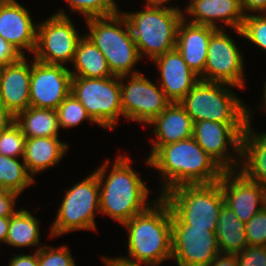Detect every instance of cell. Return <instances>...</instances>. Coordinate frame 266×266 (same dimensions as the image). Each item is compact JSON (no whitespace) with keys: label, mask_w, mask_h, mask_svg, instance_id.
Wrapping results in <instances>:
<instances>
[{"label":"cell","mask_w":266,"mask_h":266,"mask_svg":"<svg viewBox=\"0 0 266 266\" xmlns=\"http://www.w3.org/2000/svg\"><path fill=\"white\" fill-rule=\"evenodd\" d=\"M122 225L127 230L128 256L116 260L128 266H158L172 259L171 209L162 196Z\"/></svg>","instance_id":"cell-1"},{"label":"cell","mask_w":266,"mask_h":266,"mask_svg":"<svg viewBox=\"0 0 266 266\" xmlns=\"http://www.w3.org/2000/svg\"><path fill=\"white\" fill-rule=\"evenodd\" d=\"M109 161L106 159L93 171L99 182L100 213L123 224L145 211L155 200L148 199L150 188L142 181L141 174L133 170L128 155H116L108 174Z\"/></svg>","instance_id":"cell-2"},{"label":"cell","mask_w":266,"mask_h":266,"mask_svg":"<svg viewBox=\"0 0 266 266\" xmlns=\"http://www.w3.org/2000/svg\"><path fill=\"white\" fill-rule=\"evenodd\" d=\"M145 162L161 174L159 196L180 185L215 183L224 172L193 137L159 147Z\"/></svg>","instance_id":"cell-3"},{"label":"cell","mask_w":266,"mask_h":266,"mask_svg":"<svg viewBox=\"0 0 266 266\" xmlns=\"http://www.w3.org/2000/svg\"><path fill=\"white\" fill-rule=\"evenodd\" d=\"M85 21L89 30H86V36L103 53L113 76L140 73L134 70V67L143 59L122 11L106 17L88 18Z\"/></svg>","instance_id":"cell-4"},{"label":"cell","mask_w":266,"mask_h":266,"mask_svg":"<svg viewBox=\"0 0 266 266\" xmlns=\"http://www.w3.org/2000/svg\"><path fill=\"white\" fill-rule=\"evenodd\" d=\"M169 204L172 216L192 228H208L215 232L221 208L224 205L220 182L185 184L162 195Z\"/></svg>","instance_id":"cell-5"},{"label":"cell","mask_w":266,"mask_h":266,"mask_svg":"<svg viewBox=\"0 0 266 266\" xmlns=\"http://www.w3.org/2000/svg\"><path fill=\"white\" fill-rule=\"evenodd\" d=\"M129 24L141 58L151 61L176 49L177 30L183 11L146 7L141 11L122 12Z\"/></svg>","instance_id":"cell-6"},{"label":"cell","mask_w":266,"mask_h":266,"mask_svg":"<svg viewBox=\"0 0 266 266\" xmlns=\"http://www.w3.org/2000/svg\"><path fill=\"white\" fill-rule=\"evenodd\" d=\"M232 85L199 82L179 102L193 123L215 121L219 123H248V105L232 92Z\"/></svg>","instance_id":"cell-7"},{"label":"cell","mask_w":266,"mask_h":266,"mask_svg":"<svg viewBox=\"0 0 266 266\" xmlns=\"http://www.w3.org/2000/svg\"><path fill=\"white\" fill-rule=\"evenodd\" d=\"M97 213L100 214V190L97 175L92 172L65 191L49 236L59 237L76 230L95 231Z\"/></svg>","instance_id":"cell-8"},{"label":"cell","mask_w":266,"mask_h":266,"mask_svg":"<svg viewBox=\"0 0 266 266\" xmlns=\"http://www.w3.org/2000/svg\"><path fill=\"white\" fill-rule=\"evenodd\" d=\"M71 93L85 107L98 126L114 130L123 116L120 77L88 78L72 76Z\"/></svg>","instance_id":"cell-9"},{"label":"cell","mask_w":266,"mask_h":266,"mask_svg":"<svg viewBox=\"0 0 266 266\" xmlns=\"http://www.w3.org/2000/svg\"><path fill=\"white\" fill-rule=\"evenodd\" d=\"M71 18L64 10H57L49 18L37 23L34 59L55 65L73 62L81 36Z\"/></svg>","instance_id":"cell-10"},{"label":"cell","mask_w":266,"mask_h":266,"mask_svg":"<svg viewBox=\"0 0 266 266\" xmlns=\"http://www.w3.org/2000/svg\"><path fill=\"white\" fill-rule=\"evenodd\" d=\"M124 79H128L127 82ZM120 84L123 117L128 121L148 125L172 103L160 85L141 72L121 76Z\"/></svg>","instance_id":"cell-11"},{"label":"cell","mask_w":266,"mask_h":266,"mask_svg":"<svg viewBox=\"0 0 266 266\" xmlns=\"http://www.w3.org/2000/svg\"><path fill=\"white\" fill-rule=\"evenodd\" d=\"M247 124L208 120L194 122L193 138L224 171L238 170L241 137Z\"/></svg>","instance_id":"cell-12"},{"label":"cell","mask_w":266,"mask_h":266,"mask_svg":"<svg viewBox=\"0 0 266 266\" xmlns=\"http://www.w3.org/2000/svg\"><path fill=\"white\" fill-rule=\"evenodd\" d=\"M225 32V29H217L211 35L204 68V81L224 83L242 89L246 81L243 54L231 36Z\"/></svg>","instance_id":"cell-13"},{"label":"cell","mask_w":266,"mask_h":266,"mask_svg":"<svg viewBox=\"0 0 266 266\" xmlns=\"http://www.w3.org/2000/svg\"><path fill=\"white\" fill-rule=\"evenodd\" d=\"M171 221L172 260L176 266H208L220 254L215 232L180 224L172 214Z\"/></svg>","instance_id":"cell-14"},{"label":"cell","mask_w":266,"mask_h":266,"mask_svg":"<svg viewBox=\"0 0 266 266\" xmlns=\"http://www.w3.org/2000/svg\"><path fill=\"white\" fill-rule=\"evenodd\" d=\"M72 74L64 65L45 64L32 58L30 106L57 109L71 93Z\"/></svg>","instance_id":"cell-15"},{"label":"cell","mask_w":266,"mask_h":266,"mask_svg":"<svg viewBox=\"0 0 266 266\" xmlns=\"http://www.w3.org/2000/svg\"><path fill=\"white\" fill-rule=\"evenodd\" d=\"M219 182L224 204L245 224L266 206V189L239 170L224 171Z\"/></svg>","instance_id":"cell-16"},{"label":"cell","mask_w":266,"mask_h":266,"mask_svg":"<svg viewBox=\"0 0 266 266\" xmlns=\"http://www.w3.org/2000/svg\"><path fill=\"white\" fill-rule=\"evenodd\" d=\"M16 0L0 5V35L21 55L24 51L34 53L37 24L30 12Z\"/></svg>","instance_id":"cell-17"},{"label":"cell","mask_w":266,"mask_h":266,"mask_svg":"<svg viewBox=\"0 0 266 266\" xmlns=\"http://www.w3.org/2000/svg\"><path fill=\"white\" fill-rule=\"evenodd\" d=\"M152 62L160 74V80L156 82L171 102H180L200 80L177 49L156 57Z\"/></svg>","instance_id":"cell-18"},{"label":"cell","mask_w":266,"mask_h":266,"mask_svg":"<svg viewBox=\"0 0 266 266\" xmlns=\"http://www.w3.org/2000/svg\"><path fill=\"white\" fill-rule=\"evenodd\" d=\"M26 56L0 68V101L17 116L30 106L31 63Z\"/></svg>","instance_id":"cell-19"},{"label":"cell","mask_w":266,"mask_h":266,"mask_svg":"<svg viewBox=\"0 0 266 266\" xmlns=\"http://www.w3.org/2000/svg\"><path fill=\"white\" fill-rule=\"evenodd\" d=\"M189 2L183 11L184 17H188L187 14L190 18L193 17L189 22L216 29H225L227 26L233 30H241L246 15L240 0H189ZM220 21L221 26L217 24ZM222 25H225V28Z\"/></svg>","instance_id":"cell-20"},{"label":"cell","mask_w":266,"mask_h":266,"mask_svg":"<svg viewBox=\"0 0 266 266\" xmlns=\"http://www.w3.org/2000/svg\"><path fill=\"white\" fill-rule=\"evenodd\" d=\"M188 21V22H187ZM217 29L211 26L189 22L184 17L177 30L176 49L189 68L204 81L207 50L211 35Z\"/></svg>","instance_id":"cell-21"},{"label":"cell","mask_w":266,"mask_h":266,"mask_svg":"<svg viewBox=\"0 0 266 266\" xmlns=\"http://www.w3.org/2000/svg\"><path fill=\"white\" fill-rule=\"evenodd\" d=\"M254 111L248 108V124L241 137L238 170L248 179L266 189V132H257L252 126Z\"/></svg>","instance_id":"cell-22"},{"label":"cell","mask_w":266,"mask_h":266,"mask_svg":"<svg viewBox=\"0 0 266 266\" xmlns=\"http://www.w3.org/2000/svg\"><path fill=\"white\" fill-rule=\"evenodd\" d=\"M148 125L153 126L156 140H152L149 158L159 147L193 137V121L179 102H172Z\"/></svg>","instance_id":"cell-23"},{"label":"cell","mask_w":266,"mask_h":266,"mask_svg":"<svg viewBox=\"0 0 266 266\" xmlns=\"http://www.w3.org/2000/svg\"><path fill=\"white\" fill-rule=\"evenodd\" d=\"M68 147L59 137L26 138L23 161L30 175L34 178L35 174L56 166Z\"/></svg>","instance_id":"cell-24"},{"label":"cell","mask_w":266,"mask_h":266,"mask_svg":"<svg viewBox=\"0 0 266 266\" xmlns=\"http://www.w3.org/2000/svg\"><path fill=\"white\" fill-rule=\"evenodd\" d=\"M72 63L74 68L70 69L72 76L88 78L113 76L105 56L86 35L79 40Z\"/></svg>","instance_id":"cell-25"},{"label":"cell","mask_w":266,"mask_h":266,"mask_svg":"<svg viewBox=\"0 0 266 266\" xmlns=\"http://www.w3.org/2000/svg\"><path fill=\"white\" fill-rule=\"evenodd\" d=\"M215 233L221 254H236L248 245L245 223L225 204L221 208Z\"/></svg>","instance_id":"cell-26"},{"label":"cell","mask_w":266,"mask_h":266,"mask_svg":"<svg viewBox=\"0 0 266 266\" xmlns=\"http://www.w3.org/2000/svg\"><path fill=\"white\" fill-rule=\"evenodd\" d=\"M26 138L60 137L59 120L56 109L29 106L15 117Z\"/></svg>","instance_id":"cell-27"},{"label":"cell","mask_w":266,"mask_h":266,"mask_svg":"<svg viewBox=\"0 0 266 266\" xmlns=\"http://www.w3.org/2000/svg\"><path fill=\"white\" fill-rule=\"evenodd\" d=\"M41 221L26 209L17 210L9 221L8 235L6 244L13 247H33L36 251L42 246L40 243V224ZM40 244V245H39Z\"/></svg>","instance_id":"cell-28"},{"label":"cell","mask_w":266,"mask_h":266,"mask_svg":"<svg viewBox=\"0 0 266 266\" xmlns=\"http://www.w3.org/2000/svg\"><path fill=\"white\" fill-rule=\"evenodd\" d=\"M22 161V162H21ZM0 154V188L21 194L35 179L28 172L23 159Z\"/></svg>","instance_id":"cell-29"},{"label":"cell","mask_w":266,"mask_h":266,"mask_svg":"<svg viewBox=\"0 0 266 266\" xmlns=\"http://www.w3.org/2000/svg\"><path fill=\"white\" fill-rule=\"evenodd\" d=\"M71 12L82 14L85 19L106 17L121 12L116 0H66Z\"/></svg>","instance_id":"cell-30"},{"label":"cell","mask_w":266,"mask_h":266,"mask_svg":"<svg viewBox=\"0 0 266 266\" xmlns=\"http://www.w3.org/2000/svg\"><path fill=\"white\" fill-rule=\"evenodd\" d=\"M56 110L60 129L76 127L84 120L95 123L87 114L85 107L72 93L61 102Z\"/></svg>","instance_id":"cell-31"},{"label":"cell","mask_w":266,"mask_h":266,"mask_svg":"<svg viewBox=\"0 0 266 266\" xmlns=\"http://www.w3.org/2000/svg\"><path fill=\"white\" fill-rule=\"evenodd\" d=\"M234 32L266 51V13L246 15L241 30L234 29Z\"/></svg>","instance_id":"cell-32"},{"label":"cell","mask_w":266,"mask_h":266,"mask_svg":"<svg viewBox=\"0 0 266 266\" xmlns=\"http://www.w3.org/2000/svg\"><path fill=\"white\" fill-rule=\"evenodd\" d=\"M26 136L14 122L0 134V154L23 159Z\"/></svg>","instance_id":"cell-33"},{"label":"cell","mask_w":266,"mask_h":266,"mask_svg":"<svg viewBox=\"0 0 266 266\" xmlns=\"http://www.w3.org/2000/svg\"><path fill=\"white\" fill-rule=\"evenodd\" d=\"M70 252L65 245L56 248L42 245L38 249V266H76Z\"/></svg>","instance_id":"cell-34"},{"label":"cell","mask_w":266,"mask_h":266,"mask_svg":"<svg viewBox=\"0 0 266 266\" xmlns=\"http://www.w3.org/2000/svg\"><path fill=\"white\" fill-rule=\"evenodd\" d=\"M245 232L248 245L266 247V206L245 224Z\"/></svg>","instance_id":"cell-35"},{"label":"cell","mask_w":266,"mask_h":266,"mask_svg":"<svg viewBox=\"0 0 266 266\" xmlns=\"http://www.w3.org/2000/svg\"><path fill=\"white\" fill-rule=\"evenodd\" d=\"M238 266H266V247L247 245L235 254Z\"/></svg>","instance_id":"cell-36"},{"label":"cell","mask_w":266,"mask_h":266,"mask_svg":"<svg viewBox=\"0 0 266 266\" xmlns=\"http://www.w3.org/2000/svg\"><path fill=\"white\" fill-rule=\"evenodd\" d=\"M20 195L7 190L0 188V217H11L16 210V198ZM15 206V207H14Z\"/></svg>","instance_id":"cell-37"},{"label":"cell","mask_w":266,"mask_h":266,"mask_svg":"<svg viewBox=\"0 0 266 266\" xmlns=\"http://www.w3.org/2000/svg\"><path fill=\"white\" fill-rule=\"evenodd\" d=\"M21 55L0 35V68L17 61Z\"/></svg>","instance_id":"cell-38"},{"label":"cell","mask_w":266,"mask_h":266,"mask_svg":"<svg viewBox=\"0 0 266 266\" xmlns=\"http://www.w3.org/2000/svg\"><path fill=\"white\" fill-rule=\"evenodd\" d=\"M8 266H38V250L34 254H15Z\"/></svg>","instance_id":"cell-39"},{"label":"cell","mask_w":266,"mask_h":266,"mask_svg":"<svg viewBox=\"0 0 266 266\" xmlns=\"http://www.w3.org/2000/svg\"><path fill=\"white\" fill-rule=\"evenodd\" d=\"M242 10L245 15L266 13V0H240Z\"/></svg>","instance_id":"cell-40"},{"label":"cell","mask_w":266,"mask_h":266,"mask_svg":"<svg viewBox=\"0 0 266 266\" xmlns=\"http://www.w3.org/2000/svg\"><path fill=\"white\" fill-rule=\"evenodd\" d=\"M208 266H238L235 254H218Z\"/></svg>","instance_id":"cell-41"},{"label":"cell","mask_w":266,"mask_h":266,"mask_svg":"<svg viewBox=\"0 0 266 266\" xmlns=\"http://www.w3.org/2000/svg\"><path fill=\"white\" fill-rule=\"evenodd\" d=\"M15 122L13 116L0 101V134Z\"/></svg>","instance_id":"cell-42"},{"label":"cell","mask_w":266,"mask_h":266,"mask_svg":"<svg viewBox=\"0 0 266 266\" xmlns=\"http://www.w3.org/2000/svg\"><path fill=\"white\" fill-rule=\"evenodd\" d=\"M171 2V0H146V7H156V8H170L172 10L182 11L178 7L169 6L167 7V3Z\"/></svg>","instance_id":"cell-43"},{"label":"cell","mask_w":266,"mask_h":266,"mask_svg":"<svg viewBox=\"0 0 266 266\" xmlns=\"http://www.w3.org/2000/svg\"><path fill=\"white\" fill-rule=\"evenodd\" d=\"M10 217H0V244L6 242Z\"/></svg>","instance_id":"cell-44"},{"label":"cell","mask_w":266,"mask_h":266,"mask_svg":"<svg viewBox=\"0 0 266 266\" xmlns=\"http://www.w3.org/2000/svg\"><path fill=\"white\" fill-rule=\"evenodd\" d=\"M101 259L104 262L105 266H128V265L121 263L120 261L116 260L113 257L110 258V257L102 255Z\"/></svg>","instance_id":"cell-45"},{"label":"cell","mask_w":266,"mask_h":266,"mask_svg":"<svg viewBox=\"0 0 266 266\" xmlns=\"http://www.w3.org/2000/svg\"><path fill=\"white\" fill-rule=\"evenodd\" d=\"M263 102L262 105L260 106V109L262 108L263 111H266V81L264 82V89H263Z\"/></svg>","instance_id":"cell-46"},{"label":"cell","mask_w":266,"mask_h":266,"mask_svg":"<svg viewBox=\"0 0 266 266\" xmlns=\"http://www.w3.org/2000/svg\"><path fill=\"white\" fill-rule=\"evenodd\" d=\"M8 0H0V5H3L4 3H6Z\"/></svg>","instance_id":"cell-47"}]
</instances>
